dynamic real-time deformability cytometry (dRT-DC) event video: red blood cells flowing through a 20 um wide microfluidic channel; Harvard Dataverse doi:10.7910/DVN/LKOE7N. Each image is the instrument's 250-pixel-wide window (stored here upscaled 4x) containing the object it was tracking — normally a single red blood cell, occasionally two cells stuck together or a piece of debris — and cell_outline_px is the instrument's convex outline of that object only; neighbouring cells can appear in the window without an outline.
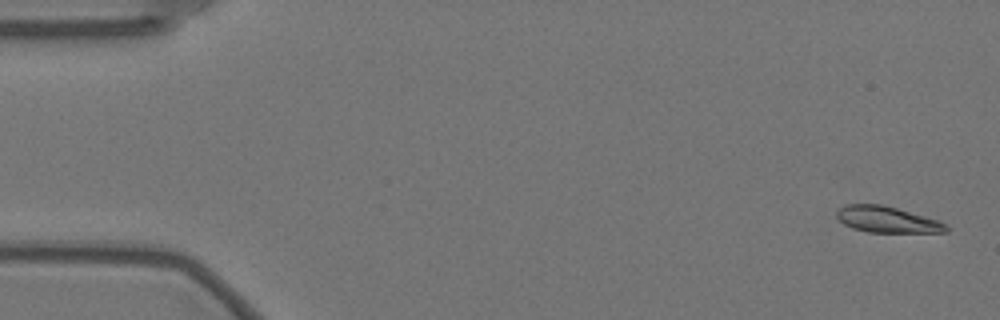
{"species": "Egyptian fruit bat (a non-hibernating species)", "species_latin": "Rousettus aegyptiacus", "temperature_condition": "warm", "stored_images_in_passage": 58, "camera_frame_rate_fps": 3000, "um_per_image_px": 0.085, "animal": {"sex": "female"}, "frame": {"image": 1, "passage_image": 2, "time_ms": 0.333, "image_size_px": [1000, 320], "cell_outline_px": [[948, 232], [868, 232], [852, 228], [844, 224], [836, 216], [836, 212], [844, 204], [880, 204], [896, 208], [940, 220], [948, 228]], "centroid_in_image_um": [75.39, 18.66], "position_along_channel_um": 9.6, "area_um2": 16.59}}
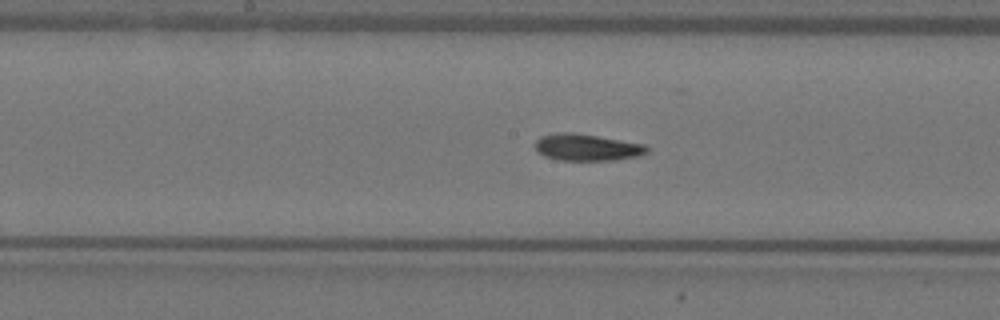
{"frame": {"image": 2, "passage_image": 29, "time_ms": 9.333, "image_size_px": [1000, 320], "cell_outline_px": [[648, 152], [636, 156], [616, 160], [560, 160], [544, 156], [536, 152], [536, 140], [540, 136], [556, 132], [572, 132], [644, 144], [648, 148]], "centroid_in_image_um": [49.84, 12.52], "position_along_channel_um": 198.4, "area_um2": 17.34}}
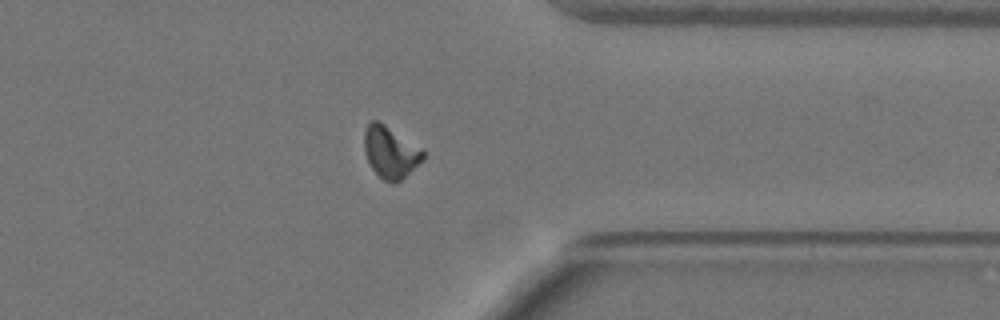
{"frame": {"image": 3, "passage_image": 45, "time_ms": 14.667, "image_size_px": [1000, 320], "cell_outline_px": [[424, 160], [400, 180], [392, 184], [384, 180], [372, 168], [364, 152], [364, 128], [372, 120], [376, 120], [384, 124], [424, 148]], "centroid_in_image_um": [33.2, 12.92], "position_along_channel_um": 378.2, "area_um2": 17.86}, "authors_computed_cell_mechanics": {"area_um2": 17.1088, "velocity_mm_per_s": 3.5204, "shape_relaxation_time_tau1_ms": 5.5344, "shape_relaxation_time_tau2_ms": 3.7749, "deformation_change_tau1": 0.2032, "deformation_change_tau2": 0.0878}}